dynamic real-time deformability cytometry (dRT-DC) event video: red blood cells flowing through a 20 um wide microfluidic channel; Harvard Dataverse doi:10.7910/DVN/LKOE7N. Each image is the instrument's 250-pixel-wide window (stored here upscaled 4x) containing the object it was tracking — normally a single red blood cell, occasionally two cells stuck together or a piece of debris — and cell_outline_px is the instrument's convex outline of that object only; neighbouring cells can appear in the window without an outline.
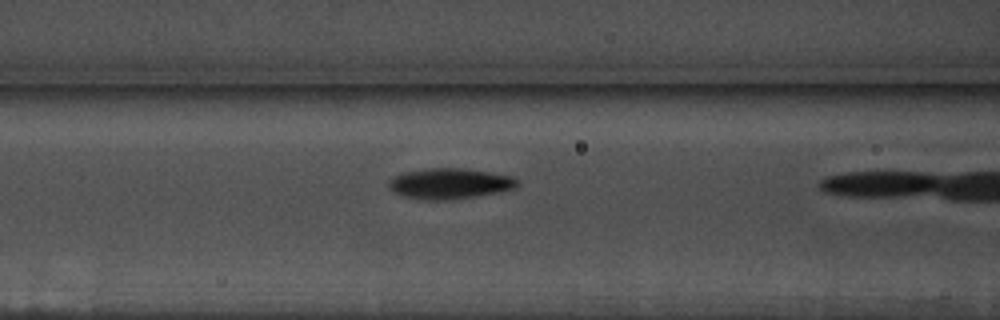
{"species": "common noctule bat (a hibernating species)", "species_latin": "Nyctalus noctula", "temperature_condition": "warm", "stored_images_in_passage": 19, "camera_frame_rate_fps": 3000, "um_per_image_px": 0.085, "animal": {"sex": "male", "body_mass_g": 17.5, "forearm_length_mm": 52.3}, "frame": {"image": 1, "passage_image": 18, "time_ms": 5.667, "image_size_px": [1000, 320], "cell_outline_px": [[520, 184], [516, 188], [500, 192], [480, 196], [444, 200], [428, 200], [404, 196], [388, 188], [388, 180], [404, 172], [432, 168], [460, 168], [488, 172], [512, 176], [520, 180]], "centroid_in_image_um": [38.28, 15.61], "position_along_channel_um": 128.3, "area_um2": 22.95}}